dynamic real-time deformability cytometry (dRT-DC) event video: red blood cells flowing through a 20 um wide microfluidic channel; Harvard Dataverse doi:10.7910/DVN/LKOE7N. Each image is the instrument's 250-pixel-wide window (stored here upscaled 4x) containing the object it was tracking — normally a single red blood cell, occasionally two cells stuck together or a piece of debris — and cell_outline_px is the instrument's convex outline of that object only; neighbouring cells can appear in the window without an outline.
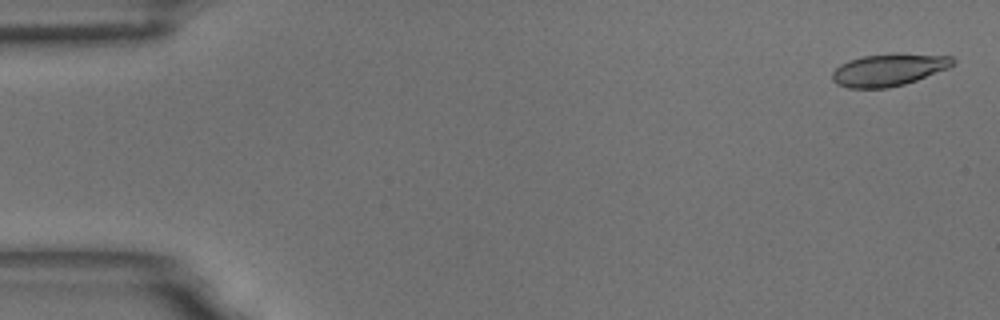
{"species": "common noctule bat (a hibernating species)", "species_latin": "Nyctalus noctula", "temperature_condition": "room temperature", "stored_images_in_passage": 57, "camera_frame_rate_fps": 3000, "um_per_image_px": 0.085, "animal": {"sex": "male", "body_mass_g": 18.8}, "frame": {"image": 1, "passage_image": 2, "time_ms": 0.333, "image_size_px": [1000, 320], "cell_outline_px": [[956, 64], [948, 68], [916, 80], [904, 84], [888, 88], [848, 88], [836, 84], [832, 80], [832, 72], [840, 64], [848, 60], [864, 56], [892, 52], [952, 56], [956, 60]], "centroid_in_image_um": [75.55, 5.91], "position_along_channel_um": 9.5, "area_um2": 23.0}}
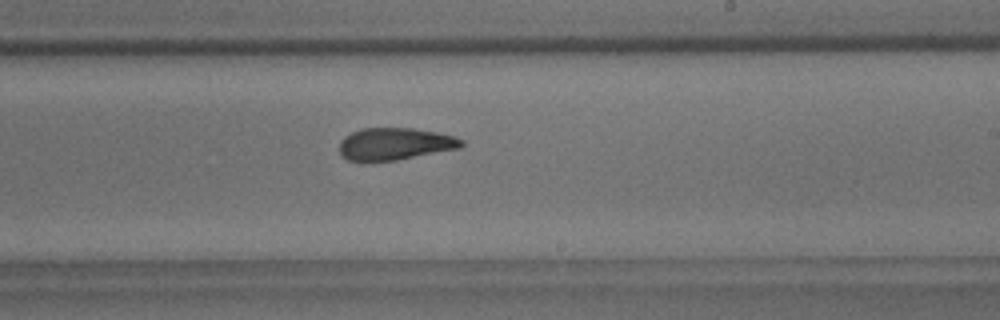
{"frame": {"image": 2, "passage_image": 34, "time_ms": 11.0, "image_size_px": [1000, 320], "cell_outline_px": [[464, 144], [460, 148], [396, 160], [348, 160], [340, 156], [340, 140], [344, 136], [360, 128], [412, 128], [436, 132], [456, 136], [464, 140]], "centroid_in_image_um": [33.58, 12.22], "position_along_channel_um": 255.4, "area_um2": 22.83}}
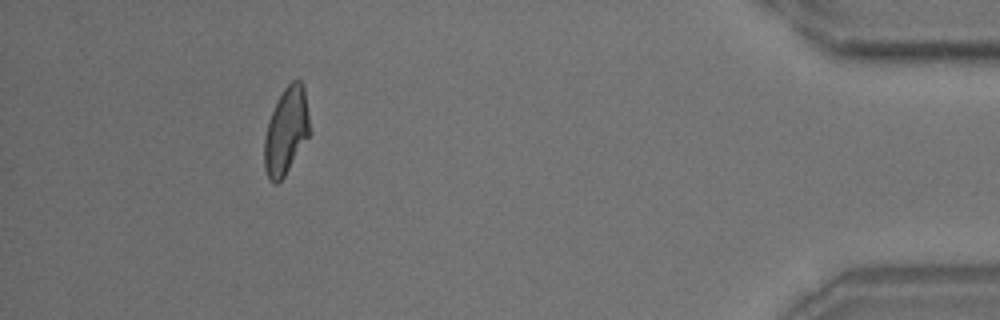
{"frame": {"image": 3, "passage_image": 52, "time_ms": 17.0, "image_size_px": [1000, 320], "cell_outline_px": [[312, 132], [284, 176], [276, 184], [268, 176], [264, 168], [264, 136], [268, 120], [284, 88], [292, 80], [300, 80], [304, 84]], "centroid_in_image_um": [24.35, 11.1], "position_along_channel_um": 410.8, "area_um2": 23.12}, "authors_computed_cell_mechanics": {"area_um2": 23.2934, "velocity_mm_per_s": 3.5512, "shape_relaxation_time_tau1_ms": 6.9937, "shape_relaxation_time_tau2_ms": 2.7743, "deformation_change_tau1": 0.1769, "deformation_change_tau2": 0.0996}}